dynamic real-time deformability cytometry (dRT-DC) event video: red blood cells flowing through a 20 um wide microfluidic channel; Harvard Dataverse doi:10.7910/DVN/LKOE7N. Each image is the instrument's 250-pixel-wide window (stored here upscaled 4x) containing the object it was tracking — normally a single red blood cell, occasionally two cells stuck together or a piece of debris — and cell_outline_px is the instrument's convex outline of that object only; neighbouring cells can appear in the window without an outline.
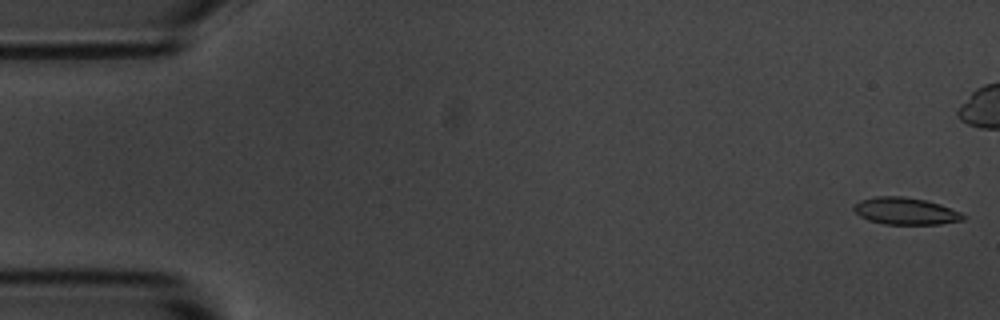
{"species": "common noctule bat (a hibernating species)", "species_latin": "Nyctalus noctula", "temperature_condition": "room temperature", "stored_images_in_passage": 5, "camera_frame_rate_fps": 3000, "um_per_image_px": 0.085, "animal": {"sex": "male", "body_mass_g": 20.1, "forearm_length_mm": 53.5}, "frame": {"image": 1, "passage_image": 1, "time_ms": 0.0, "image_size_px": [1000, 320], "cell_outline_px": [[968, 216], [964, 220], [940, 224], [884, 224], [868, 220], [860, 216], [852, 208], [852, 204], [860, 200], [876, 196], [900, 196], [924, 200], [940, 204], [960, 212]], "centroid_in_image_um": [76.96, 17.94], "position_along_channel_um": 8.0, "area_um2": 17.28}}